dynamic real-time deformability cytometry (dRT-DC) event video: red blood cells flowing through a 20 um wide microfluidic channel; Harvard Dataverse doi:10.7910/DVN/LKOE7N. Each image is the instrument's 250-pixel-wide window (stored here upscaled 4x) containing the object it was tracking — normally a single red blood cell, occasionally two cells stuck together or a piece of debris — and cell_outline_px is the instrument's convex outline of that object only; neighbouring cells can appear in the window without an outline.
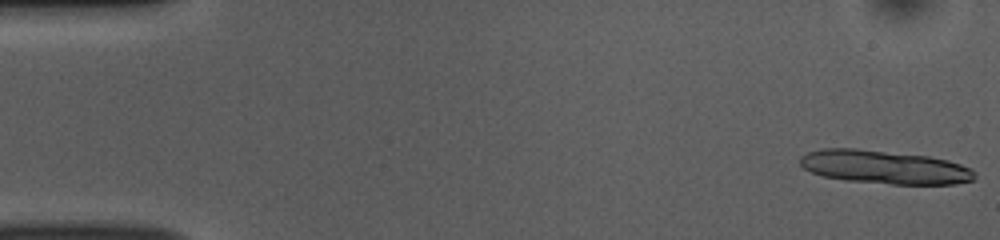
{"species": "common noctule bat (a hibernating species)", "species_latin": "Nyctalus noctula", "temperature_condition": "room temperature", "stored_images_in_passage": 13, "camera_frame_rate_fps": 3000, "um_per_image_px": 0.085, "animal": {"sex": "female", "body_mass_g": 10.0, "forearm_length_mm": 53.1}, "frame": {"image": 1, "passage_image": 1, "time_ms": 0.0, "image_size_px": [1000, 240], "cell_outline_px": [[976, 176], [972, 180], [956, 184], [892, 184], [844, 180], [824, 176], [812, 172], [804, 168], [800, 164], [800, 156], [808, 152], [820, 148], [856, 148], [928, 156], [948, 160], [972, 168], [976, 172]], "centroid_in_image_um": [75.19, 14.2], "position_along_channel_um": 9.8, "area_um2": 34.16}}